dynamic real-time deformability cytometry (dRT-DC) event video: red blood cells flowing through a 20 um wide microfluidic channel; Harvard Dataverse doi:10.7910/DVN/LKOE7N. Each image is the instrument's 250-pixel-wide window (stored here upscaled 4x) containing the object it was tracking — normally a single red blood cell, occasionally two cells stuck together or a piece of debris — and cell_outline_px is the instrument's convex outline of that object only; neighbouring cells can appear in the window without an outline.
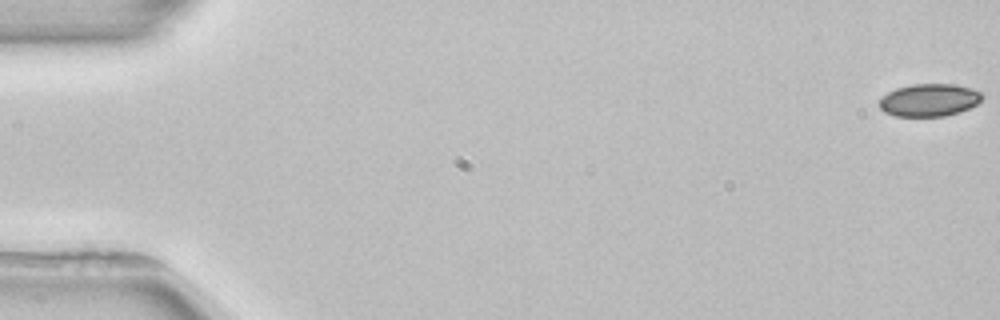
{"species": "common noctule bat (a hibernating species)", "species_latin": "Nyctalus noctula", "temperature_condition": "room temperature", "stored_images_in_passage": 4, "camera_frame_rate_fps": 3000, "um_per_image_px": 0.085, "animal": {"sex": "female", "body_mass_g": 22.7, "forearm_length_mm": 54.2}, "frame": {"image": 1, "passage_image": 1, "time_ms": 0.0, "image_size_px": [1000, 320], "cell_outline_px": [[984, 96], [976, 104], [960, 112], [944, 116], [896, 116], [884, 112], [880, 108], [880, 96], [896, 88], [912, 84], [952, 84], [972, 88], [980, 92]], "centroid_in_image_um": [78.96, 8.5], "position_along_channel_um": 6.0, "area_um2": 19.54}}
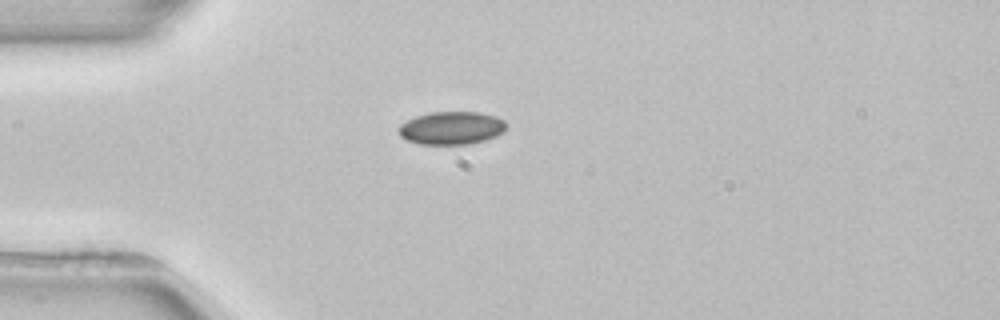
{"frame": {"image": 2, "passage_image": 4, "time_ms": 4.667, "image_size_px": [1000, 320], "cell_outline_px": [[504, 132], [496, 136], [484, 140], [468, 144], [420, 144], [408, 140], [400, 136], [396, 132], [396, 128], [400, 124], [416, 116], [432, 112], [480, 112], [496, 116], [504, 120]], "centroid_in_image_um": [38.34, 10.88], "position_along_channel_um": 46.7, "area_um2": 20.69}}